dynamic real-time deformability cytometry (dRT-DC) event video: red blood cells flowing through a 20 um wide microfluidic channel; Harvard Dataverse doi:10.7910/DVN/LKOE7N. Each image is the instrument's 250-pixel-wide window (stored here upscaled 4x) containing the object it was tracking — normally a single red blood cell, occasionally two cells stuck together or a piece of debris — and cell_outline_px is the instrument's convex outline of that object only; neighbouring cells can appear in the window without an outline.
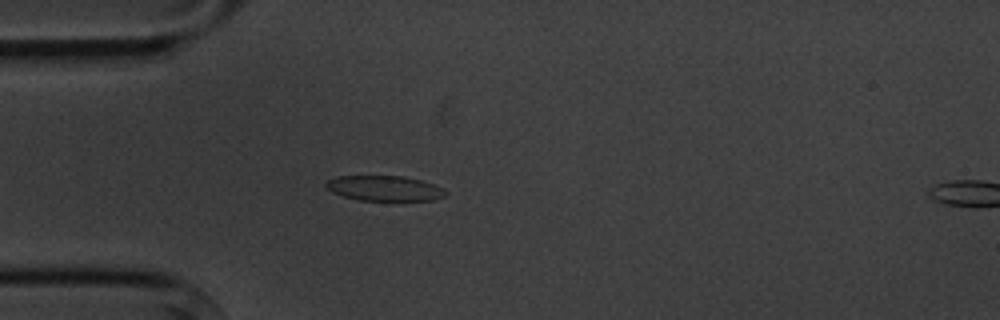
{"species": "common noctule bat (a hibernating species)", "species_latin": "Nyctalus noctula", "temperature_condition": "cold", "stored_images_in_passage": 5, "segment_of_instrument_passage": [1, 2], "camera_frame_rate_fps": 3000, "um_per_image_px": 0.085, "animal": {"sex": "male", "body_mass_g": 20.1, "forearm_length_mm": 53.5}, "frame": {"image": 1, "passage_image": 4, "time_ms": 3.333, "image_size_px": [1000, 320], "cell_outline_px": [[448, 192], [444, 196], [432, 200], [360, 200], [344, 196], [332, 192], [324, 184], [328, 180], [336, 176], [404, 176], [420, 180], [432, 184]], "centroid_in_image_um": [32.65, 16.0], "position_along_channel_um": 52.4, "area_um2": 17.28}}